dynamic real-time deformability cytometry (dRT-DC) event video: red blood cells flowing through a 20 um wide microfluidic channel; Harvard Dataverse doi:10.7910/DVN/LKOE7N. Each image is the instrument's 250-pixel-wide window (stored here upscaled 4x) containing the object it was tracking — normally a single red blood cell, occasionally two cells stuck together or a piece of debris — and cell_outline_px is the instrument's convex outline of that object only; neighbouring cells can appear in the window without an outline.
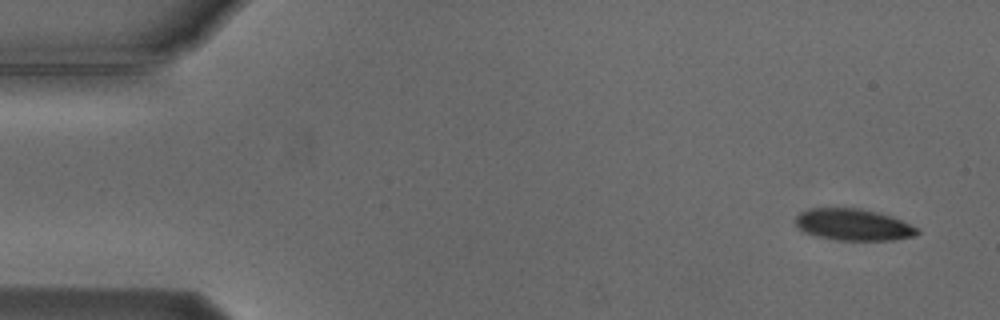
{"species": "Egyptian fruit bat (a non-hibernating species)", "species_latin": "Rousettus aegyptiacus", "temperature_condition": "cold", "stored_images_in_passage": 4, "camera_frame_rate_fps": 3000, "um_per_image_px": 0.085, "animal": {"sex": "male"}, "frame": {"image": 1, "passage_image": 1, "time_ms": 0.0, "image_size_px": [1000, 320], "cell_outline_px": [[920, 232], [912, 236], [892, 240], [836, 240], [816, 236], [804, 232], [796, 224], [796, 216], [800, 212], [808, 208], [860, 208], [880, 212], [892, 216], [920, 228]], "centroid_in_image_um": [72.55, 19.09], "position_along_channel_um": 12.5, "area_um2": 22.6}}
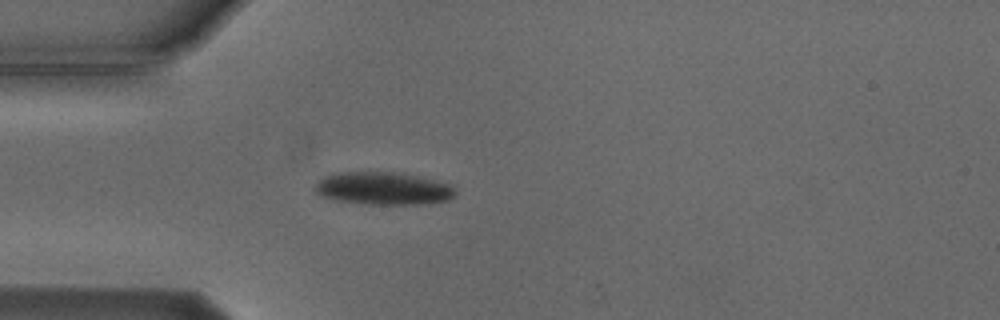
{"frame": {"image": 2, "passage_image": 4, "time_ms": 4.0, "image_size_px": [1000, 320], "cell_outline_px": [[456, 196], [448, 200], [424, 204], [364, 204], [336, 200], [320, 196], [312, 188], [324, 176], [340, 172], [400, 172], [420, 176], [452, 184], [456, 188]], "centroid_in_image_um": [32.62, 16.01], "position_along_channel_um": 52.4, "area_um2": 27.17}}